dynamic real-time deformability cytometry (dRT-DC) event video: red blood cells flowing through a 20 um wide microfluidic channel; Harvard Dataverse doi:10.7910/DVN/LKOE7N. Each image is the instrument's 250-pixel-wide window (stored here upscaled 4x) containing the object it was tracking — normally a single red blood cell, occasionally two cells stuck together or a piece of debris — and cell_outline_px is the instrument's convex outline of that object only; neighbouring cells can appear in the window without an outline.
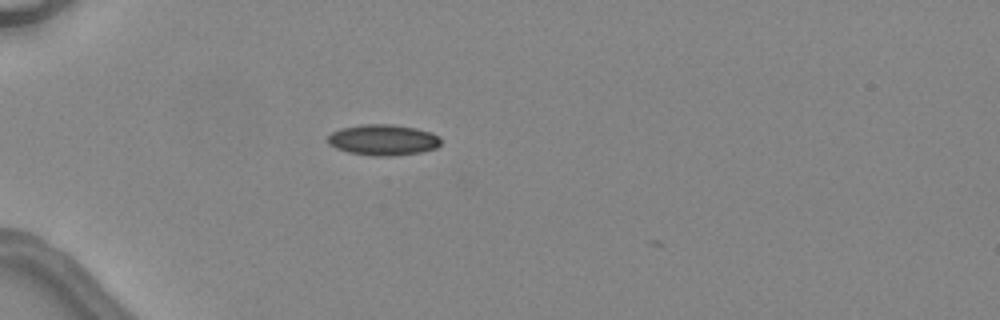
{"species": "common noctule bat (a hibernating species)", "species_latin": "Nyctalus noctula", "temperature_condition": "warm", "stored_images_in_passage": 1, "camera_frame_rate_fps": 3000, "um_per_image_px": 0.085, "animal": {"sex": "female", "body_mass_g": 24.6, "forearm_length_mm": 56.2}, "frame": {"image": 1, "passage_image": 1, "time_ms": 0.0, "image_size_px": [1000, 320], "cell_outline_px": [[440, 144], [436, 148], [420, 152], [392, 156], [372, 156], [348, 152], [336, 148], [328, 144], [328, 136], [332, 132], [340, 128], [364, 124], [392, 124], [416, 128], [432, 132], [440, 136]], "centroid_in_image_um": [32.57, 11.89], "position_along_channel_um": 52.4, "area_um2": 20.46}}